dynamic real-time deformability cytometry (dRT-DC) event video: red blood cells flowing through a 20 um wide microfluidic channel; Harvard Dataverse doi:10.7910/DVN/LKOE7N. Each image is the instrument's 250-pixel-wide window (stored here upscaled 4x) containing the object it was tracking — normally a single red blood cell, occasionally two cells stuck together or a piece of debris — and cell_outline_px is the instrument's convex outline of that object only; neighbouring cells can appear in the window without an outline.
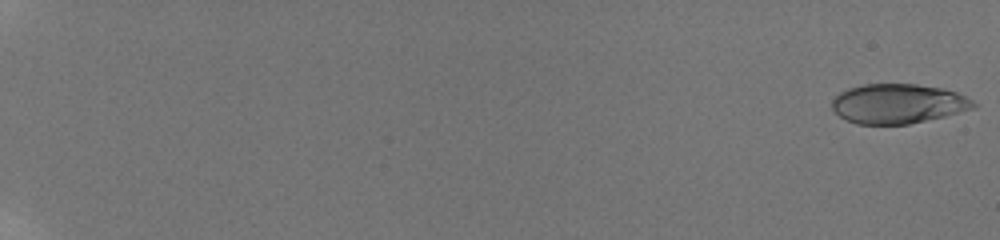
{"species": "human", "species_latin": "Homo sapiens", "temperature_condition": "room temperature", "stored_images_in_passage": 57, "camera_frame_rate_fps": 3000, "um_per_image_px": 0.085, "donor": {"sex": "male"}, "frame": {"image": 1, "passage_image": 1, "time_ms": 0.0, "image_size_px": [1000, 240], "cell_outline_px": [[976, 108], [944, 116], [908, 124], [856, 124], [840, 116], [832, 108], [832, 100], [840, 92], [848, 88], [864, 84], [916, 84], [940, 88], [956, 92], [972, 100], [976, 104]], "centroid_in_image_um": [76.33, 8.81], "position_along_channel_um": 8.7, "area_um2": 32.43}}
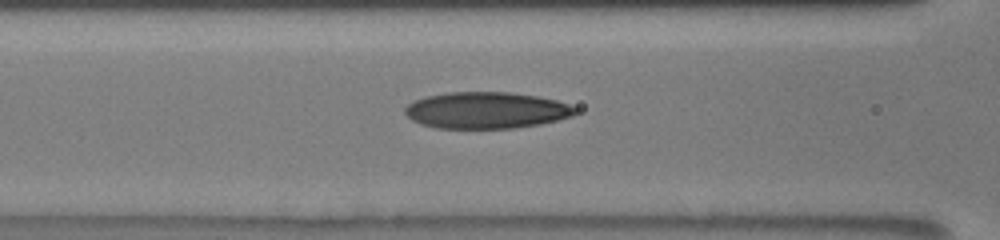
{"frame": {"image": 2, "passage_image": 30, "time_ms": 9.667, "image_size_px": [1000, 240], "cell_outline_px": [[580, 108], [572, 116], [540, 124], [512, 128], [436, 128], [420, 124], [412, 120], [404, 112], [404, 108], [408, 104], [424, 96], [448, 92], [508, 92], [536, 96], [556, 100]], "centroid_in_image_um": [41.32, 9.37], "position_along_channel_um": 125.3, "area_um2": 36.3}}
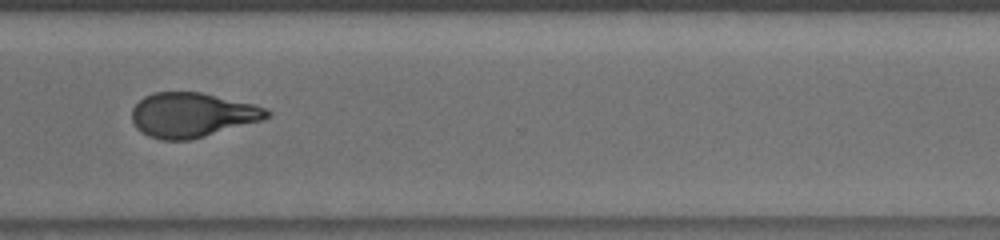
{"frame": {"image": 3, "passage_image": 48, "time_ms": 15.667, "image_size_px": [1000, 240], "cell_outline_px": [[272, 116], [260, 120], [204, 136], [188, 140], [160, 140], [148, 136], [136, 128], [132, 120], [132, 108], [144, 96], [156, 92], [200, 92], [252, 104], [268, 108], [272, 112]], "centroid_in_image_um": [16.31, 9.77], "position_along_channel_um": 354.3, "area_um2": 34.8}}